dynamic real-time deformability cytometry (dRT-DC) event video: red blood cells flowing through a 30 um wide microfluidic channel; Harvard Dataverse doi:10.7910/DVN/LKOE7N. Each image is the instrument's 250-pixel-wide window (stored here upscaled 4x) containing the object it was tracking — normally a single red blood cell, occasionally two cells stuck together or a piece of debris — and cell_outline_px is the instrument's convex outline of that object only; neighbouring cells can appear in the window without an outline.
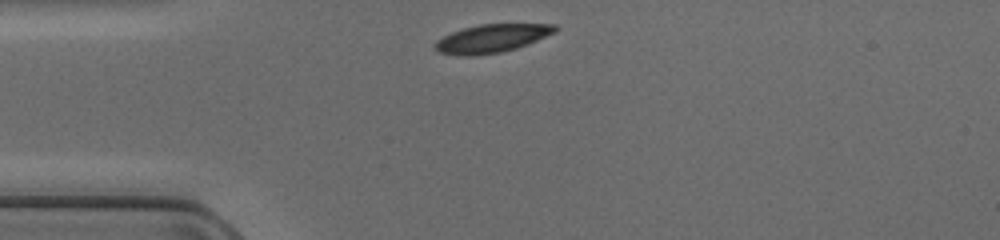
{"species": "common noctule bat (a hibernating species)", "species_latin": "Nyctalus noctula", "temperature_condition": "cold", "stored_images_in_passage": 37, "camera_frame_rate_fps": 3000, "um_per_image_px": 0.085, "animal": {"sex": "female", "body_mass_g": 17.0, "forearm_length_mm": 48.0}, "frame": {"image": 1, "passage_image": 1, "time_ms": 0.0, "image_size_px": [1000, 240], "cell_outline_px": [[560, 28], [556, 32], [516, 48], [500, 52], [468, 56], [464, 56], [440, 52], [432, 44], [436, 40], [452, 32], [464, 28], [480, 24], [556, 24]], "centroid_in_image_um": [41.81, 3.25], "position_along_channel_um": 43.2, "area_um2": 19.54}}
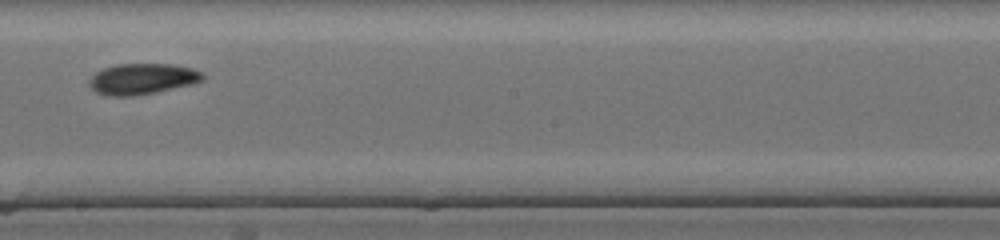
{"frame": {"image": 2, "passage_image": 16, "time_ms": 5.0, "image_size_px": [1000, 240], "cell_outline_px": [[204, 80], [192, 84], [156, 92], [132, 96], [108, 96], [96, 92], [88, 84], [88, 80], [96, 72], [104, 68], [116, 64], [172, 64], [192, 68], [204, 72]], "centroid_in_image_um": [12.1, 6.7], "position_along_channel_um": 236.1, "area_um2": 20.52}}
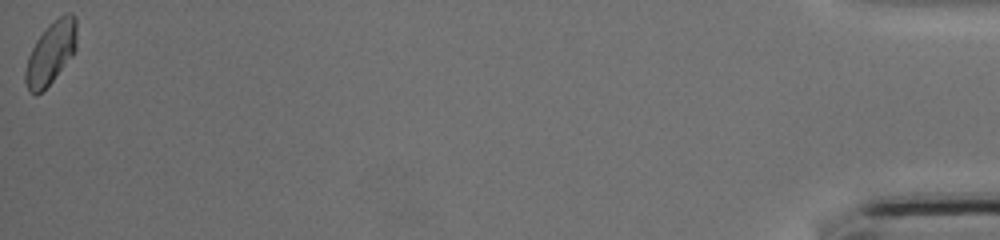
{"frame": {"image": 3, "passage_image": 37, "time_ms": 12.0, "image_size_px": [1000, 240], "cell_outline_px": [[76, 48], [72, 56], [52, 80], [36, 96], [28, 92], [24, 80], [24, 72], [28, 56], [36, 40], [60, 16], [68, 12], [72, 12], [76, 16]], "centroid_in_image_um": [4.31, 4.53], "position_along_channel_um": 430.9, "area_um2": 18.38}}